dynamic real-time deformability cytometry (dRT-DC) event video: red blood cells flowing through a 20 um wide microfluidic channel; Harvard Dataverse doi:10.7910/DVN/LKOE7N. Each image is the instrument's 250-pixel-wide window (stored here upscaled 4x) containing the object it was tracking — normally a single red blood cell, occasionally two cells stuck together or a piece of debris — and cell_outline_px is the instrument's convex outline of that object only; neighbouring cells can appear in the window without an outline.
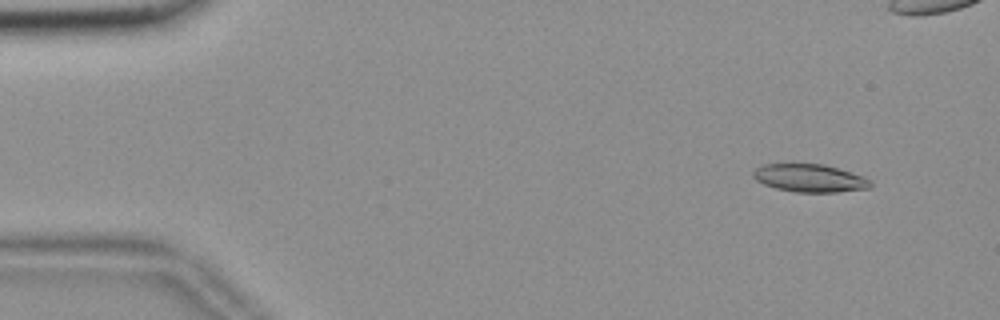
{"species": "common noctule bat (a hibernating species)", "species_latin": "Nyctalus noctula", "temperature_condition": "room temperature", "stored_images_in_passage": 56, "camera_frame_rate_fps": 3000, "um_per_image_px": 0.085, "animal": {"sex": "female", "body_mass_g": 18.4}, "frame": {"image": 1, "passage_image": 5, "time_ms": 1.333, "image_size_px": [1000, 320], "cell_outline_px": [[872, 184], [868, 188], [836, 192], [796, 192], [776, 188], [764, 184], [756, 180], [752, 176], [752, 172], [756, 168], [764, 164], [792, 160], [824, 164], [864, 176], [872, 180]], "centroid_in_image_um": [68.77, 15.08], "position_along_channel_um": 16.2, "area_um2": 19.88}}
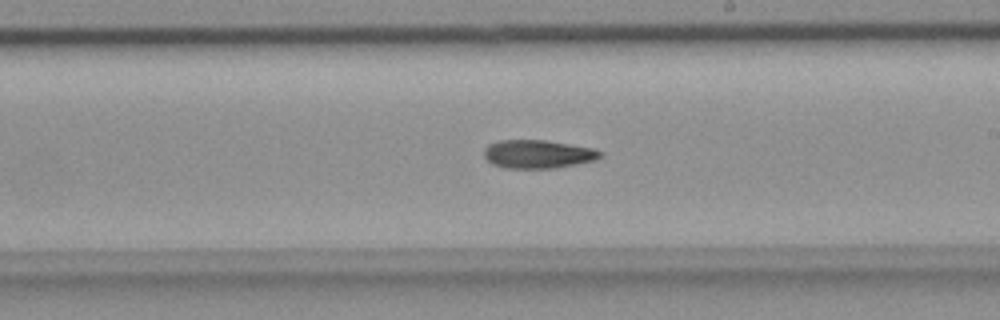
{"frame": {"image": 2, "passage_image": 32, "time_ms": 10.333, "image_size_px": [1000, 320], "cell_outline_px": [[604, 156], [596, 160], [556, 168], [504, 168], [492, 164], [484, 156], [484, 148], [488, 144], [500, 140], [544, 140], [592, 148], [604, 152]], "centroid_in_image_um": [45.73, 13.1], "position_along_channel_um": 243.3, "area_um2": 19.31}}
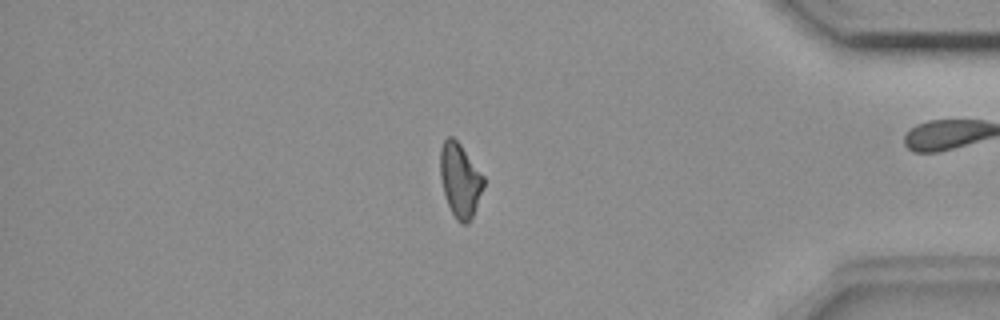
{"frame": {"image": 3, "passage_image": 47, "time_ms": 15.333, "image_size_px": [1000, 320], "cell_outline_px": [[484, 188], [472, 220], [468, 224], [460, 224], [456, 220], [448, 204], [444, 192], [440, 176], [440, 148], [444, 140], [448, 136], [452, 136], [460, 144], [484, 176]], "centroid_in_image_um": [39.12, 15.35], "position_along_channel_um": 396.1, "area_um2": 18.84}}